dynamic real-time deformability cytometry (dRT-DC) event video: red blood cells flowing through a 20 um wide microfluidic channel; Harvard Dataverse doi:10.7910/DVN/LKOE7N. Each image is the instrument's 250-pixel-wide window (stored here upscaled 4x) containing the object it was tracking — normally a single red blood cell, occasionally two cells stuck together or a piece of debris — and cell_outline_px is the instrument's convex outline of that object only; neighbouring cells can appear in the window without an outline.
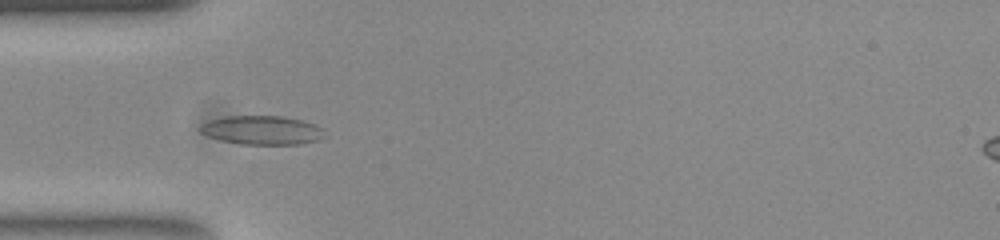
{"species": "common noctule bat (a hibernating species)", "species_latin": "Nyctalus noctula", "temperature_condition": "room temperature", "stored_images_in_passage": 46, "camera_frame_rate_fps": 3000, "um_per_image_px": 0.085, "animal": {"sex": "female", "body_mass_g": 23.0, "forearm_length_mm": 53.4}, "frame": {"image": 1, "passage_image": 8, "time_ms": 2.333, "image_size_px": [1000, 240], "cell_outline_px": [[320, 128], [316, 140], [300, 144], [240, 144], [220, 140], [208, 136], [200, 132], [200, 128], [204, 124], [212, 120], [228, 116], [280, 116], [300, 120], [312, 124]], "centroid_in_image_um": [22.17, 11.07], "position_along_channel_um": 62.8, "area_um2": 20.11}}
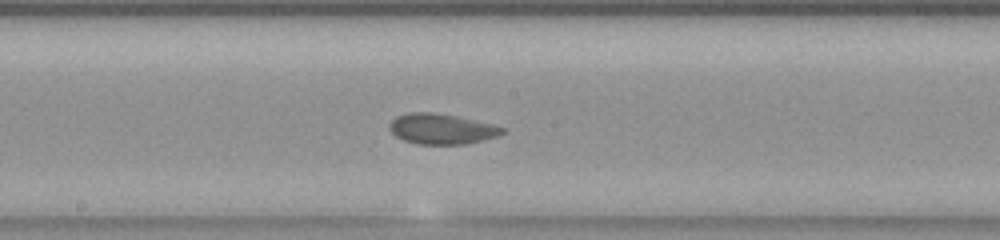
{"frame": {"image": 2, "passage_image": 20, "time_ms": 6.333, "image_size_px": [1000, 240], "cell_outline_px": [[504, 132], [496, 136], [464, 144], [420, 144], [404, 140], [396, 136], [392, 132], [392, 120], [396, 116], [412, 112], [432, 112], [456, 116], [492, 124], [504, 128]], "centroid_in_image_um": [37.54, 10.95], "position_along_channel_um": 210.7, "area_um2": 19.48}}
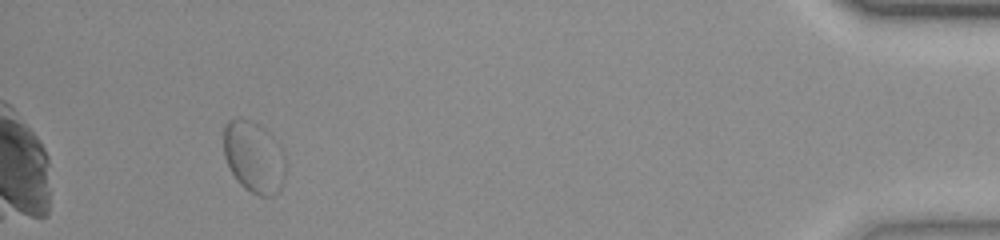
{"frame": {"image": 3, "passage_image": 42, "time_ms": 13.667, "image_size_px": [1000, 240], "cell_outline_px": [[284, 180], [280, 188], [272, 196], [260, 196], [244, 188], [236, 180], [224, 156], [224, 128], [232, 120], [248, 120], [264, 128], [280, 144], [284, 156]], "centroid_in_image_um": [21.59, 13.38], "position_along_channel_um": 413.6, "area_um2": 25.37}, "authors_computed_cell_mechanics": {"area_um2": 19.652, "velocity_mm_per_s": 3.722, "shape_relaxation_time_tau1_ms": null, "shape_relaxation_time_tau2_ms": 1.4719, "deformation_change_tau1": null, "deformation_change_tau2": 0.0406}}